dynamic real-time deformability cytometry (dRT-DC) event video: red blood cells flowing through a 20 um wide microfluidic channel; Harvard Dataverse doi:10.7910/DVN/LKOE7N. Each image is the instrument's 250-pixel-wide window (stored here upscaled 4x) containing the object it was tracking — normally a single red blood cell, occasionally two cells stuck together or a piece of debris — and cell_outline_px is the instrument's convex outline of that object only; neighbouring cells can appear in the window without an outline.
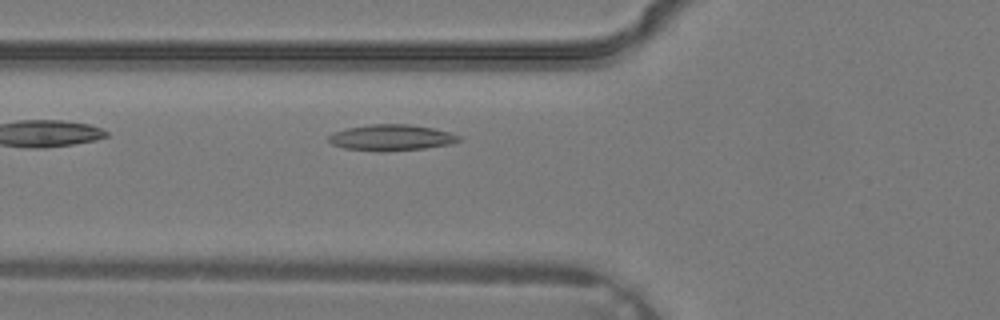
{"species": "common noctule bat (a hibernating species)", "species_latin": "Nyctalus noctula", "temperature_condition": "warm", "stored_images_in_passage": 3, "camera_frame_rate_fps": 3000, "um_per_image_px": 0.085, "animal": {"sex": "male", "body_mass_g": 19.2, "forearm_length_mm": 51.8}, "frame": {"image": 1, "passage_image": 3, "time_ms": 0.667, "image_size_px": [1000, 320], "cell_outline_px": [[460, 140], [452, 144], [424, 148], [380, 152], [344, 148], [332, 144], [328, 140], [328, 136], [336, 132], [348, 128], [372, 124], [408, 124], [432, 128], [448, 132], [460, 136]], "centroid_in_image_um": [33.26, 11.7], "position_along_channel_um": 92.5, "area_um2": 19.59}}